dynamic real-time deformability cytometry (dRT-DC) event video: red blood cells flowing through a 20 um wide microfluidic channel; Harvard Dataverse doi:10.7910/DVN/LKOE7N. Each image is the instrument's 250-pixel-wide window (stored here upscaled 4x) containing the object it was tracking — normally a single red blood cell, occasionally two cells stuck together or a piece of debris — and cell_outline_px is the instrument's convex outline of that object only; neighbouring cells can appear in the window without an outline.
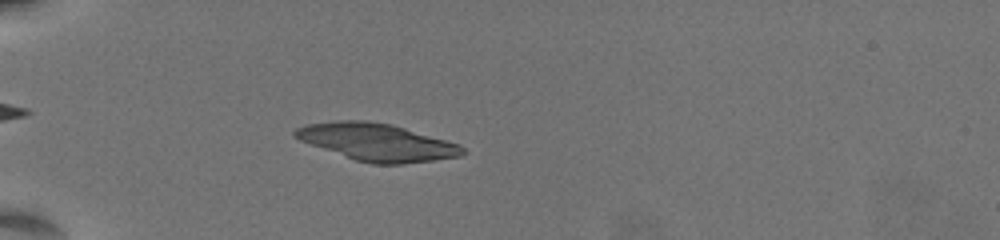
{"species": "common noctule bat (a hibernating species)", "species_latin": "Nyctalus noctula", "temperature_condition": "warm", "stored_images_in_passage": 61, "camera_frame_rate_fps": 3000, "um_per_image_px": 0.085, "animal": {"sex": "female", "body_mass_g": 19.5, "forearm_length_mm": 54.1}, "frame": {"image": 1, "passage_image": 21, "time_ms": 6.667, "image_size_px": [1000, 240], "cell_outline_px": [[468, 152], [460, 156], [432, 160], [400, 164], [372, 164], [356, 160], [300, 140], [292, 136], [292, 132], [296, 128], [308, 124], [336, 120], [364, 120], [392, 124], [460, 144]], "centroid_in_image_um": [32.05, 12.07], "position_along_channel_um": 52.9, "area_um2": 36.18}}